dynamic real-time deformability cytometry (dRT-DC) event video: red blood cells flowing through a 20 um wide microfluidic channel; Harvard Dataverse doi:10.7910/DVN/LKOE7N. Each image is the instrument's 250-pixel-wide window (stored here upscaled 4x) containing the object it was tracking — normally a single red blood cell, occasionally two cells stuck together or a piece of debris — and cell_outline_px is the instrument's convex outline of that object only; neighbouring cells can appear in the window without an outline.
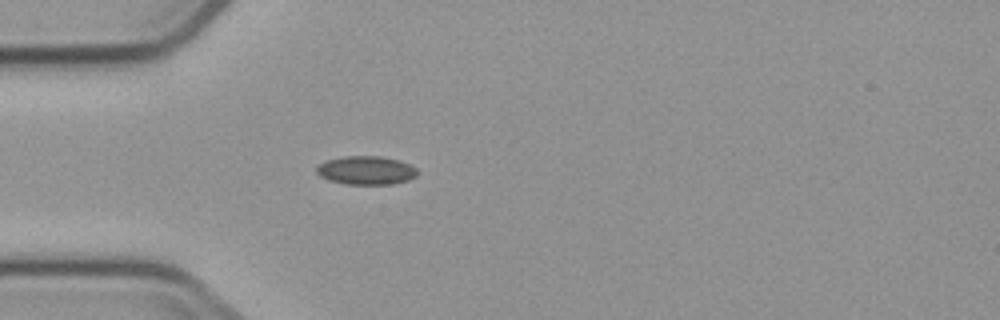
{"species": "common noctule bat (a hibernating species)", "species_latin": "Nyctalus noctula", "temperature_condition": "cold", "stored_images_in_passage": 4, "camera_frame_rate_fps": 3000, "um_per_image_px": 0.085, "animal": {"sex": "male", "body_mass_g": 23.1, "forearm_length_mm": 52.7}, "frame": {"image": 1, "passage_image": 4, "time_ms": 4.333, "image_size_px": [1000, 320], "cell_outline_px": [[416, 176], [408, 180], [392, 184], [344, 184], [328, 180], [320, 176], [316, 172], [316, 164], [328, 160], [344, 156], [380, 156], [400, 160], [416, 168]], "centroid_in_image_um": [31.08, 14.48], "position_along_channel_um": 53.9, "area_um2": 16.82}}